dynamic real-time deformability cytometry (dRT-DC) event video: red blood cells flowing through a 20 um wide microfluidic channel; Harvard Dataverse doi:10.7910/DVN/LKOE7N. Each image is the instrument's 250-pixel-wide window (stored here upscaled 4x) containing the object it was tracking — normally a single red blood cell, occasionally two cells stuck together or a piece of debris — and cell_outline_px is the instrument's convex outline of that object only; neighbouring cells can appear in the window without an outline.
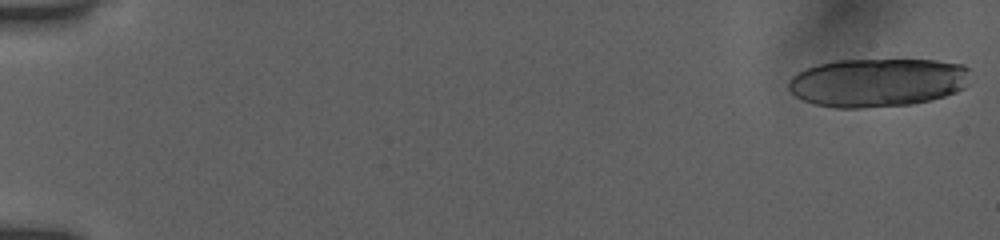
{"species": "human", "species_latin": "Homo sapiens", "temperature_condition": "room temperature", "stored_images_in_passage": 14, "camera_frame_rate_fps": 3000, "um_per_image_px": 0.085, "donor": {"sex": "female"}, "frame": {"image": 1, "passage_image": 1, "time_ms": 0.0, "image_size_px": [1000, 240], "cell_outline_px": [[968, 84], [964, 88], [956, 92], [932, 100], [912, 104], [860, 108], [836, 108], [816, 104], [804, 100], [796, 96], [788, 88], [788, 80], [796, 72], [804, 68], [816, 64], [836, 60], [936, 60], [964, 64], [968, 68]], "centroid_in_image_um": [74.59, 7.0], "position_along_channel_um": 10.4, "area_um2": 51.85}}